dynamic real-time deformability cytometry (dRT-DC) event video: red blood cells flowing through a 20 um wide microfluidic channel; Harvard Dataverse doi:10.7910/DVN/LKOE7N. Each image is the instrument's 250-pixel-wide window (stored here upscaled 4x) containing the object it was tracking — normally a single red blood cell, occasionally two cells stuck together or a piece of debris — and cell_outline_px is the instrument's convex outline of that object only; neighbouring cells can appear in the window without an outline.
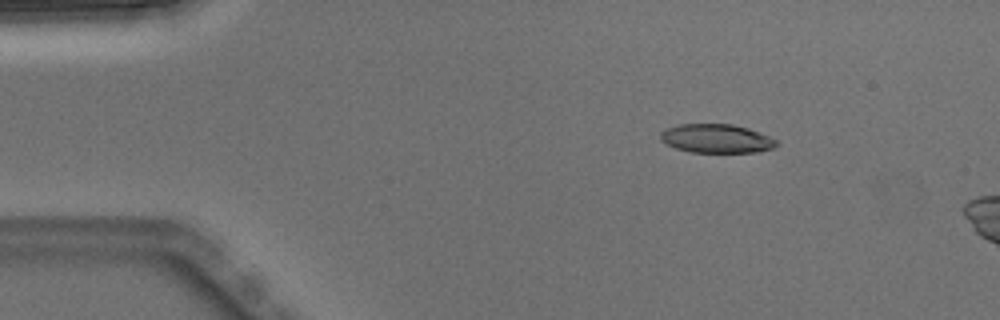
{"species": "Egyptian fruit bat (a non-hibernating species)", "species_latin": "Rousettus aegyptiacus", "temperature_condition": "warm", "stored_images_in_passage": 4, "camera_frame_rate_fps": 3000, "um_per_image_px": 0.085, "animal": {"sex": "male"}, "frame": {"image": 1, "passage_image": 2, "time_ms": 0.333, "image_size_px": [1000, 320], "cell_outline_px": [[776, 144], [772, 148], [756, 152], [688, 152], [676, 148], [660, 140], [660, 132], [664, 128], [676, 124], [732, 124], [748, 128], [768, 136], [776, 140]], "centroid_in_image_um": [60.83, 11.76], "position_along_channel_um": 24.2, "area_um2": 19.42}}